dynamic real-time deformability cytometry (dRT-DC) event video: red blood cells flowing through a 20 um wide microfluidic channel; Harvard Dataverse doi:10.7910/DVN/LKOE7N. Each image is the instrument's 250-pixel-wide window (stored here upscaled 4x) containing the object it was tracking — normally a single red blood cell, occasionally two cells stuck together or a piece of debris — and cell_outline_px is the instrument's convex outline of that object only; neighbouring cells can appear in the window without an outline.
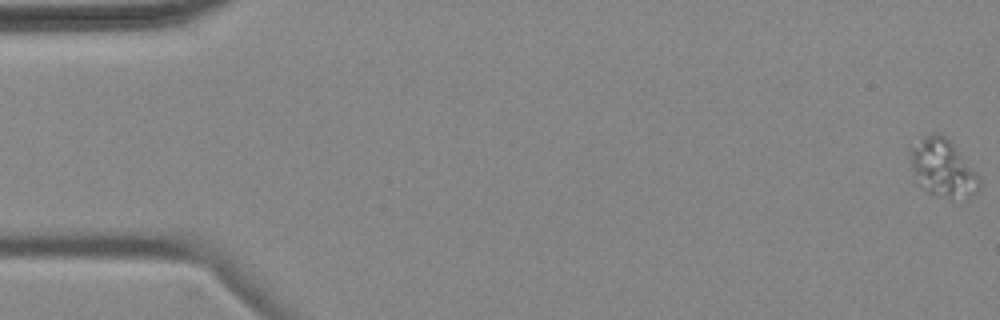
{"species": "common noctule bat (a hibernating species)", "species_latin": "Nyctalus noctula", "temperature_condition": "cold", "stored_images_in_passage": 6, "camera_frame_rate_fps": 3000, "um_per_image_px": 0.085, "animal": {"sex": "female", "body_mass_g": 18.4}, "frame": {"image": 1, "passage_image": 1, "time_ms": 0.0, "image_size_px": [1000, 320], "cell_outline_px": [[980, 188], [964, 200], [932, 196], [916, 172], [912, 164], [908, 148], [924, 136], [936, 132], [940, 132], [952, 144], [980, 180]], "centroid_in_image_um": [80.15, 14.28], "position_along_channel_um": 4.9, "area_um2": 22.25}}
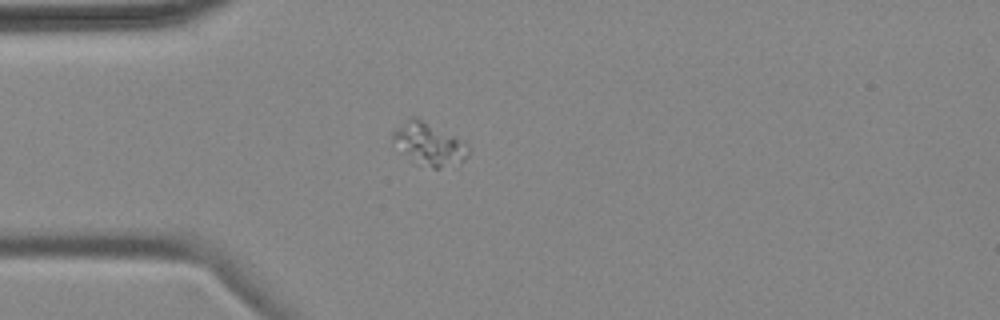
{"frame": {"image": 2, "passage_image": 5, "time_ms": 5.0, "image_size_px": [1000, 320], "cell_outline_px": [[468, 156], [460, 160], [440, 168], [432, 168], [416, 164], [392, 144], [392, 128], [412, 116], [416, 116], [464, 140], [468, 144]], "centroid_in_image_um": [36.39, 12.2], "position_along_channel_um": 48.6, "area_um2": 18.96}}